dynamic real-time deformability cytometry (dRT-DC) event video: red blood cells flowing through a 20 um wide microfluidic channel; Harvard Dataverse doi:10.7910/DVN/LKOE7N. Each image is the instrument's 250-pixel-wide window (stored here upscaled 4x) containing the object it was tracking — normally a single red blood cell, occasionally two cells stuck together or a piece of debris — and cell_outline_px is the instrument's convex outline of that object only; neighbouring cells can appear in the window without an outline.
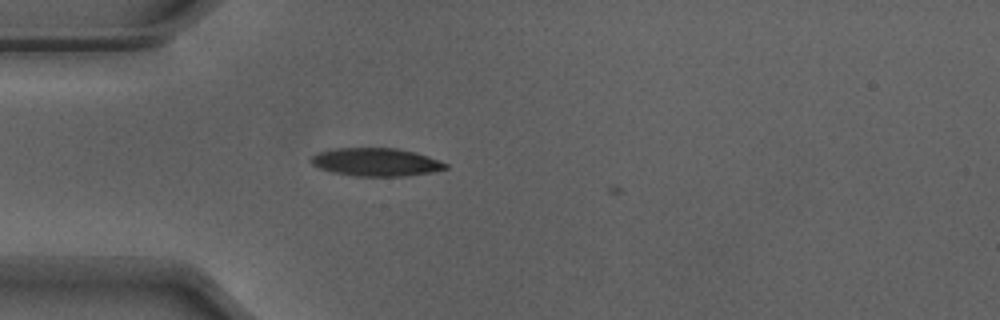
{"species": "Egyptian fruit bat (a non-hibernating species)", "species_latin": "Rousettus aegyptiacus", "temperature_condition": "warm", "stored_images_in_passage": 5, "camera_frame_rate_fps": 3000, "um_per_image_px": 0.085, "animal": {"sex": "male"}, "frame": {"image": 1, "passage_image": 4, "time_ms": 1.0, "image_size_px": [1000, 320], "cell_outline_px": [[448, 168], [432, 172], [404, 176], [356, 176], [332, 172], [320, 168], [312, 164], [308, 160], [316, 152], [332, 148], [396, 148], [416, 152], [428, 156], [448, 164]], "centroid_in_image_um": [31.93, 13.77], "position_along_channel_um": 53.1, "area_um2": 22.14}}